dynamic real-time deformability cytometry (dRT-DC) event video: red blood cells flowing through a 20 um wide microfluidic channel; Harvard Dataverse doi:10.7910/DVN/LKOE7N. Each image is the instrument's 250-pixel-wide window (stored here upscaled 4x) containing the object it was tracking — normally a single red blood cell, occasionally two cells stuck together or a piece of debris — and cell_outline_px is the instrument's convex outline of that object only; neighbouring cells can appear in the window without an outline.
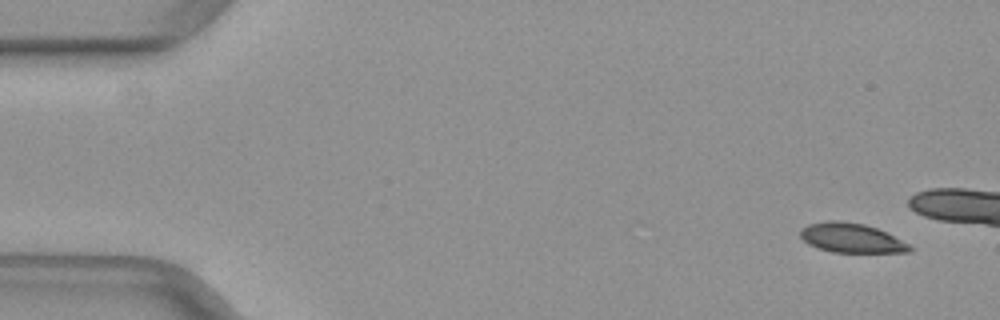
{"species": "common noctule bat (a hibernating species)", "species_latin": "Nyctalus noctula", "temperature_condition": "warm", "stored_images_in_passage": 15, "camera_frame_rate_fps": 3000, "um_per_image_px": 0.085, "animal": {"sex": "female", "body_mass_g": 29.2, "forearm_length_mm": 56.3}, "frame": {"image": 1, "passage_image": 3, "time_ms": 0.667, "image_size_px": [1000, 320], "cell_outline_px": [[912, 248], [908, 252], [832, 252], [816, 248], [808, 244], [800, 236], [800, 228], [808, 224], [824, 220], [840, 220], [864, 224], [876, 228], [908, 244]], "centroid_in_image_um": [72.27, 20.21], "position_along_channel_um": 12.7, "area_um2": 18.67}}